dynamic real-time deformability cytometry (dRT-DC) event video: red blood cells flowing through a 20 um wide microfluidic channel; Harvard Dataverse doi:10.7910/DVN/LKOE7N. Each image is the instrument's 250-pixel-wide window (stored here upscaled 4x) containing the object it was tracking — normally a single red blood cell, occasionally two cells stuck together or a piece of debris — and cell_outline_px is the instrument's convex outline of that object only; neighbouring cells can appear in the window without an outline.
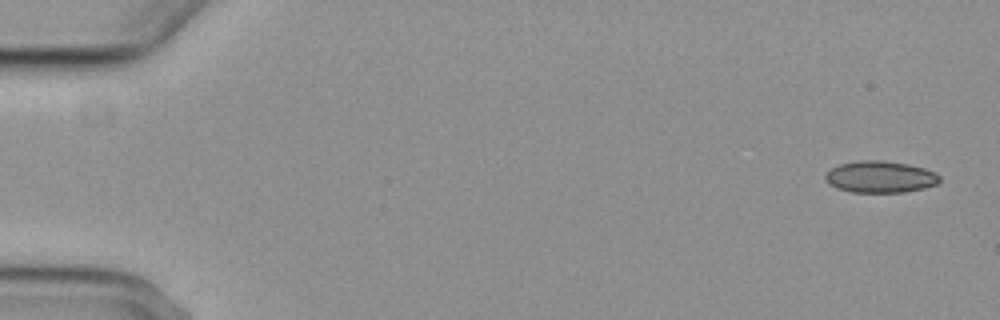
{"species": "common noctule bat (a hibernating species)", "species_latin": "Nyctalus noctula", "temperature_condition": "cold", "stored_images_in_passage": 5, "camera_frame_rate_fps": 3000, "um_per_image_px": 0.085, "animal": {"sex": "female", "body_mass_g": 29.2, "forearm_length_mm": 56.3}, "frame": {"image": 1, "passage_image": 1, "time_ms": 0.0, "image_size_px": [1000, 320], "cell_outline_px": [[940, 180], [936, 184], [924, 188], [904, 192], [852, 192], [836, 188], [828, 184], [824, 180], [824, 176], [832, 168], [840, 164], [860, 160], [884, 160], [908, 164], [924, 168], [936, 172], [940, 176]], "centroid_in_image_um": [74.81, 15.03], "position_along_channel_um": 10.2, "area_um2": 21.21}}
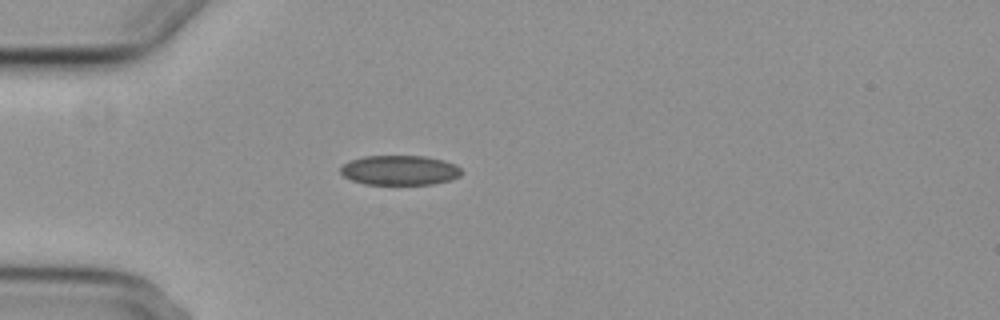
{"frame": {"image": 2, "passage_image": 4, "time_ms": 4.667, "image_size_px": [1000, 320], "cell_outline_px": [[460, 176], [452, 180], [432, 184], [364, 184], [352, 180], [344, 176], [340, 172], [340, 168], [344, 164], [352, 160], [364, 156], [424, 156], [444, 160], [456, 164], [460, 168]], "centroid_in_image_um": [33.99, 14.47], "position_along_channel_um": 51.0, "area_um2": 20.92}}